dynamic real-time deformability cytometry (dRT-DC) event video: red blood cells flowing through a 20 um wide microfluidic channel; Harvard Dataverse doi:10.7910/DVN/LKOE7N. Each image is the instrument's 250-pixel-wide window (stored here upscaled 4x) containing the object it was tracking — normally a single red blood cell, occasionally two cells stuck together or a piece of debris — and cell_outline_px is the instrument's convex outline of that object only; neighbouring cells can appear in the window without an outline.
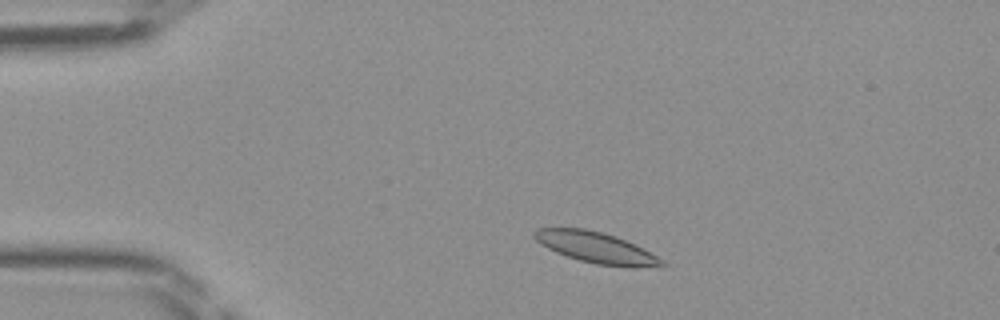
{"species": "Egyptian fruit bat (a non-hibernating species)", "species_latin": "Rousettus aegyptiacus", "temperature_condition": "room temperature", "stored_images_in_passage": 43, "camera_frame_rate_fps": 3000, "um_per_image_px": 0.085, "frame": {"image": 1, "passage_image": 5, "time_ms": 1.333, "image_size_px": [1000, 320], "cell_outline_px": [[668, 264], [664, 268], [632, 268], [596, 264], [580, 260], [556, 252], [548, 248], [536, 240], [532, 236], [532, 232], [536, 228], [584, 228], [604, 232], [616, 236], [664, 260]], "centroid_in_image_um": [50.72, 21.07], "position_along_channel_um": 34.3, "area_um2": 23.18}}
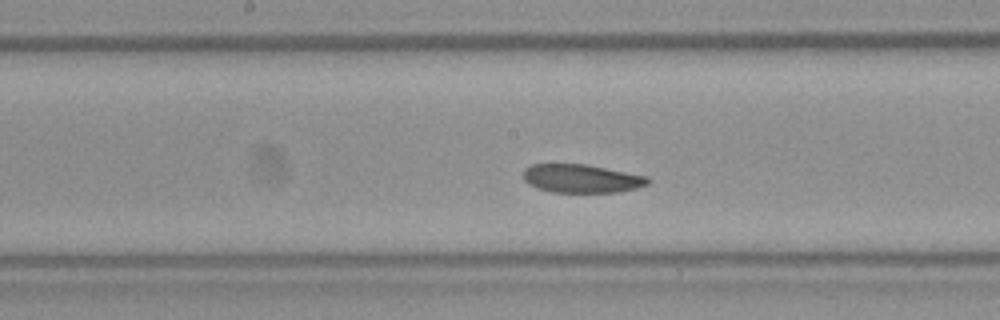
{"frame": {"image": 2, "passage_image": 20, "time_ms": 6.333, "image_size_px": [1000, 320], "cell_outline_px": [[652, 180], [648, 184], [636, 188], [616, 192], [552, 192], [536, 188], [528, 184], [524, 180], [524, 168], [532, 164], [584, 164], [648, 176]], "centroid_in_image_um": [49.42, 15.17], "position_along_channel_um": 198.8, "area_um2": 20.63}}
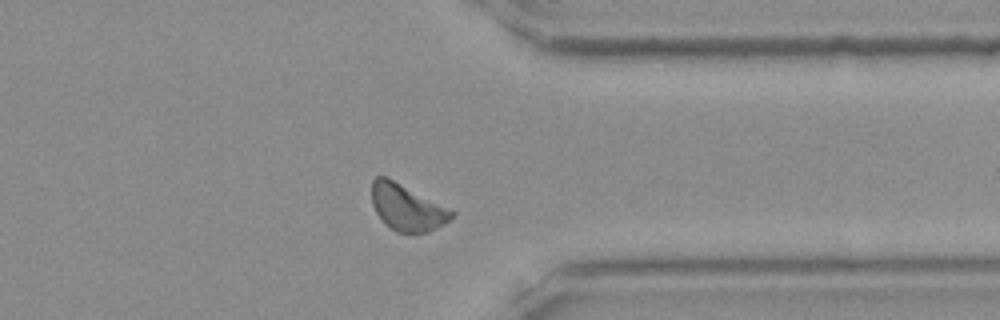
{"frame": {"image": 3, "passage_image": 33, "time_ms": 10.667, "image_size_px": [1000, 320], "cell_outline_px": [[456, 216], [444, 224], [428, 232], [396, 232], [384, 224], [376, 212], [372, 204], [372, 180], [376, 176], [384, 176], [456, 212]], "centroid_in_image_um": [34.59, 17.66], "position_along_channel_um": 376.8, "area_um2": 21.21}}